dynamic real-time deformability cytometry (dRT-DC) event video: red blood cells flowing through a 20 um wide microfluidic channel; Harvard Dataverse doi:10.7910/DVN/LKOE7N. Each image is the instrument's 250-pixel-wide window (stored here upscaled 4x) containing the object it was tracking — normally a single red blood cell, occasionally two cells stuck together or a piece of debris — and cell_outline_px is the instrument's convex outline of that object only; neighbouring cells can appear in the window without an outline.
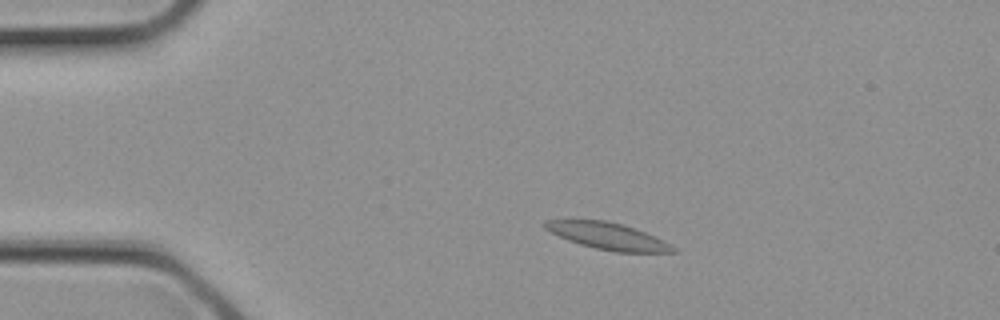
{"species": "common noctule bat (a hibernating species)", "species_latin": "Nyctalus noctula", "temperature_condition": "cold", "stored_images_in_passage": 2, "camera_frame_rate_fps": 3000, "um_per_image_px": 0.085, "animal": {"sex": "female", "body_mass_g": 21.9}, "frame": {"image": 1, "passage_image": 1, "time_ms": 0.0, "image_size_px": [1000, 320], "cell_outline_px": [[676, 252], [616, 252], [596, 248], [580, 244], [568, 240], [544, 228], [544, 220], [608, 220], [624, 224], [636, 228], [664, 240], [676, 248]], "centroid_in_image_um": [51.7, 20.06], "position_along_channel_um": 33.3, "area_um2": 19.88}}
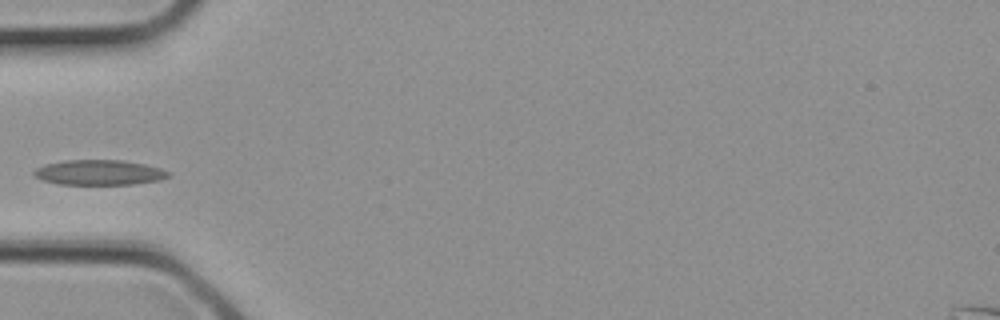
{"frame": {"image": 2, "passage_image": 2, "time_ms": 0.333, "image_size_px": [1000, 320], "cell_outline_px": [[172, 176], [160, 180], [132, 184], [60, 184], [44, 180], [36, 176], [32, 172], [36, 168], [44, 164], [64, 160], [124, 160], [144, 164], [160, 168], [172, 172]], "centroid_in_image_um": [8.48, 14.65], "position_along_channel_um": 76.5, "area_um2": 19.71}}